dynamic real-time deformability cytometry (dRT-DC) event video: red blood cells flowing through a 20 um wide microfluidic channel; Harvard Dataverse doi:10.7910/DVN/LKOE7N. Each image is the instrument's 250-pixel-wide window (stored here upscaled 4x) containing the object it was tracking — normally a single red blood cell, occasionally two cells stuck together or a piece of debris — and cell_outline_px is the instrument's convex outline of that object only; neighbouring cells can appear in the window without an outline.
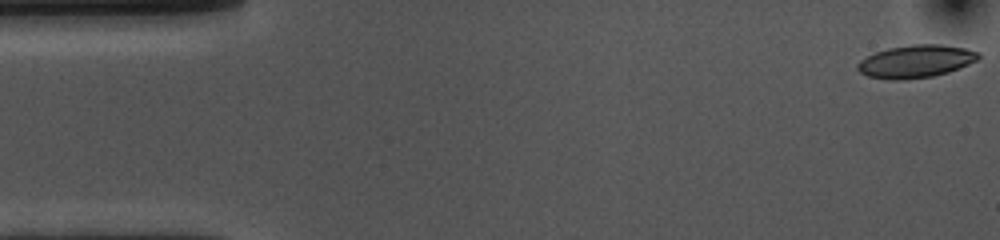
{"species": "common noctule bat (a hibernating species)", "species_latin": "Nyctalus noctula", "temperature_condition": "cold", "stored_images_in_passage": 54, "camera_frame_rate_fps": 3000, "um_per_image_px": 0.085, "animal": {"sex": "female", "body_mass_g": 10.0, "forearm_length_mm": 53.1}, "frame": {"image": 1, "passage_image": 1, "time_ms": 0.0, "image_size_px": [1000, 240], "cell_outline_px": [[980, 56], [976, 60], [960, 68], [948, 72], [932, 76], [904, 80], [892, 80], [868, 76], [860, 72], [856, 68], [856, 64], [860, 60], [876, 52], [888, 48], [912, 44], [940, 44], [964, 48], [980, 52]], "centroid_in_image_um": [77.83, 5.21], "position_along_channel_um": 7.2, "area_um2": 23.0}}
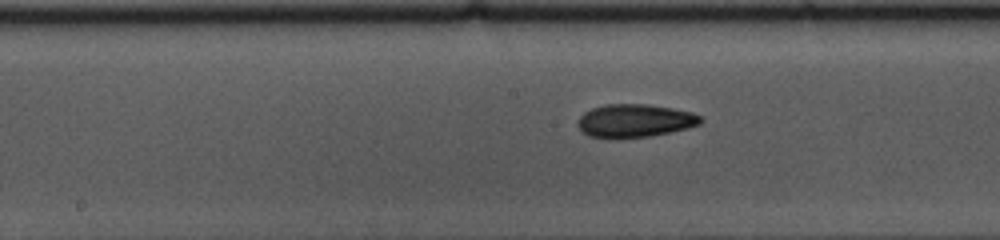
{"frame": {"image": 2, "passage_image": 26, "time_ms": 8.333, "image_size_px": [1000, 240], "cell_outline_px": [[704, 120], [700, 124], [668, 132], [648, 136], [616, 140], [608, 140], [588, 136], [580, 128], [580, 116], [584, 112], [592, 108], [604, 104], [648, 104], [672, 108], [692, 112], [700, 116]], "centroid_in_image_um": [53.93, 10.27], "position_along_channel_um": 194.3, "area_um2": 23.87}}
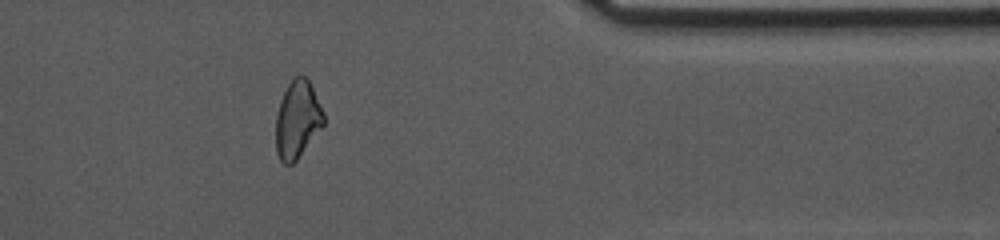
{"frame": {"image": 3, "passage_image": 44, "time_ms": 14.333, "image_size_px": [1000, 240], "cell_outline_px": [[324, 124], [296, 160], [292, 164], [284, 164], [280, 160], [276, 152], [276, 116], [280, 100], [292, 76], [308, 76], [324, 112]], "centroid_in_image_um": [25.28, 10.12], "position_along_channel_um": 386.1, "area_um2": 21.68}, "authors_computed_cell_mechanics": {"area_um2": 23.0333, "velocity_mm_per_s": 3.5897, "shape_relaxation_time_tau1_ms": 6.7051, "shape_relaxation_time_tau2_ms": 3.9426, "deformation_change_tau1": 0.1521, "deformation_change_tau2": 0.1109}}